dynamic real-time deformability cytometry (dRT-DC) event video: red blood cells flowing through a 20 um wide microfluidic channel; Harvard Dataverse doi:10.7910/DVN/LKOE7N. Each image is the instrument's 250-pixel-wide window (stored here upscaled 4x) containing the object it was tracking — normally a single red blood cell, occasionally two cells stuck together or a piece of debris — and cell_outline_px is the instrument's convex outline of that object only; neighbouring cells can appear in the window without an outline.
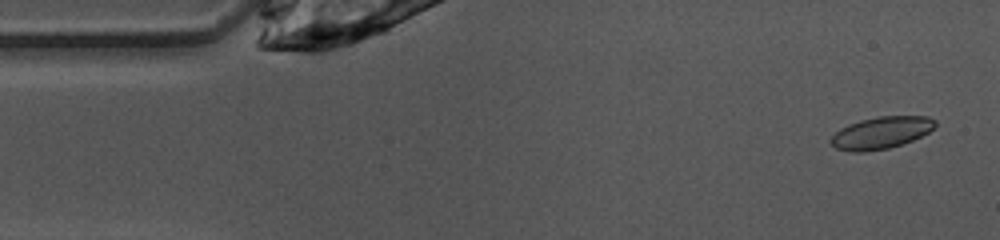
{"species": "common noctule bat (a hibernating species)", "species_latin": "Nyctalus noctula", "temperature_condition": "warm", "stored_images_in_passage": 48, "camera_frame_rate_fps": 3000, "um_per_image_px": 0.085, "animal": {"sex": "female", "body_mass_g": 10.0, "forearm_length_mm": 53.1}, "frame": {"image": 1, "passage_image": 2, "time_ms": 0.333, "image_size_px": [1000, 240], "cell_outline_px": [[936, 124], [928, 132], [912, 140], [888, 148], [864, 152], [848, 152], [836, 148], [828, 140], [840, 128], [848, 124], [860, 120], [876, 116], [928, 116], [936, 120]], "centroid_in_image_um": [74.85, 11.28], "position_along_channel_um": 10.1, "area_um2": 19.48}}
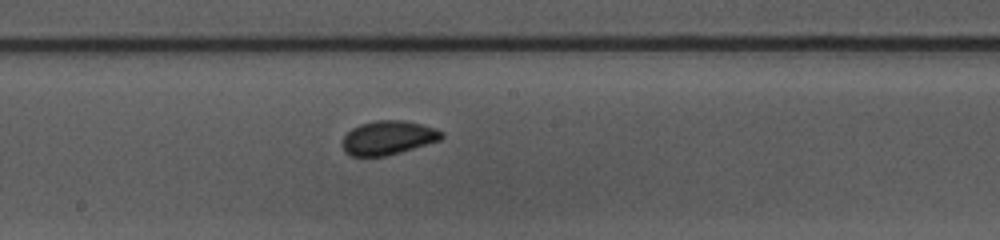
{"frame": {"image": 2, "passage_image": 24, "time_ms": 7.667, "image_size_px": [1000, 240], "cell_outline_px": [[444, 136], [440, 140], [400, 152], [384, 156], [352, 156], [344, 152], [344, 136], [352, 128], [360, 124], [376, 120], [404, 120], [436, 128], [444, 132]], "centroid_in_image_um": [33.01, 11.7], "position_along_channel_um": 215.2, "area_um2": 19.48}}
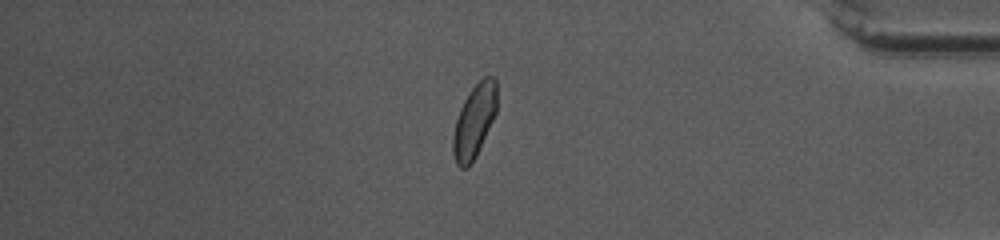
{"frame": {"image": 3, "passage_image": 40, "time_ms": 13.0, "image_size_px": [1000, 240], "cell_outline_px": [[496, 112], [476, 156], [472, 164], [468, 168], [460, 168], [456, 164], [452, 152], [452, 140], [456, 120], [460, 108], [468, 92], [484, 76], [492, 76], [496, 80]], "centroid_in_image_um": [40.29, 10.32], "position_along_channel_um": 394.9, "area_um2": 18.67}, "authors_computed_cell_mechanics": {"area_um2": 19.3341, "velocity_mm_per_s": 4.0159, "shape_relaxation_time_tau1_ms": 6.2707, "shape_relaxation_time_tau2_ms": 0.8862, "deformation_change_tau1": 0.1082, "deformation_change_tau2": 0.0512}}